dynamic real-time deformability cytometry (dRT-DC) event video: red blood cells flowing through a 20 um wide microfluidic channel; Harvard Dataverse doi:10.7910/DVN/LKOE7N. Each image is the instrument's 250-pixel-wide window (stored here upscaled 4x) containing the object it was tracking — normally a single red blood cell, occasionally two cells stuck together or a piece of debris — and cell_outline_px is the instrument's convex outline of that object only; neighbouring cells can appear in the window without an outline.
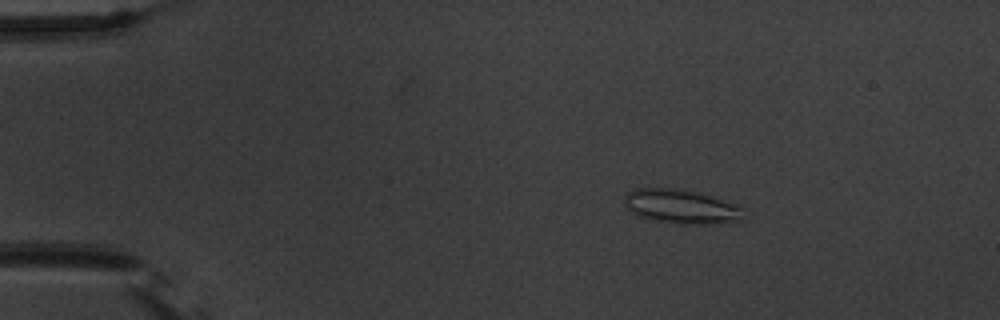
{"species": "common noctule bat (a hibernating species)", "species_latin": "Nyctalus noctula", "temperature_condition": "warm", "stored_images_in_passage": 55, "camera_frame_rate_fps": 3000, "um_per_image_px": 0.085, "animal": {"sex": "male", "body_mass_g": 20.1, "forearm_length_mm": 53.5}, "frame": {"image": 1, "passage_image": 9, "time_ms": 2.667, "image_size_px": [1000, 320], "cell_outline_px": [[744, 208], [740, 220], [712, 224], [676, 224], [652, 220], [640, 216], [632, 212], [628, 208], [624, 200], [624, 196], [628, 192], [636, 188], [676, 188], [700, 192], [736, 204]], "centroid_in_image_um": [57.9, 17.55], "position_along_channel_um": 27.1, "area_um2": 23.81}}
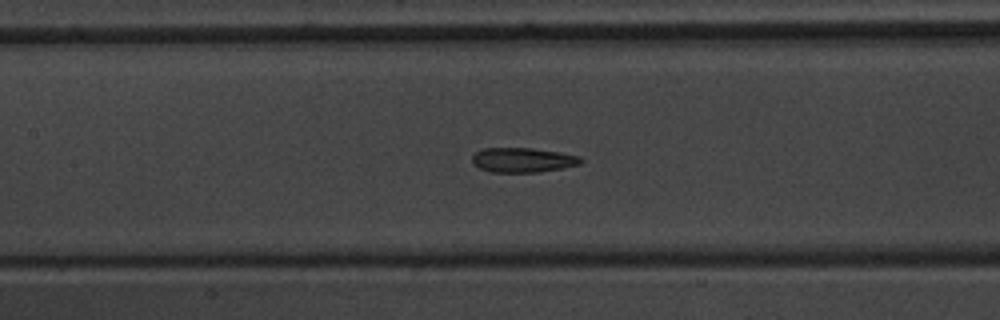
{"frame": {"image": 2, "passage_image": 26, "time_ms": 8.333, "image_size_px": [1000, 320], "cell_outline_px": [[584, 160], [580, 164], [540, 172], [492, 172], [480, 168], [472, 160], [472, 156], [476, 152], [484, 148], [532, 148], [560, 152], [580, 156]], "centroid_in_image_um": [44.47, 13.59], "position_along_channel_um": 162.9, "area_um2": 15.49}}
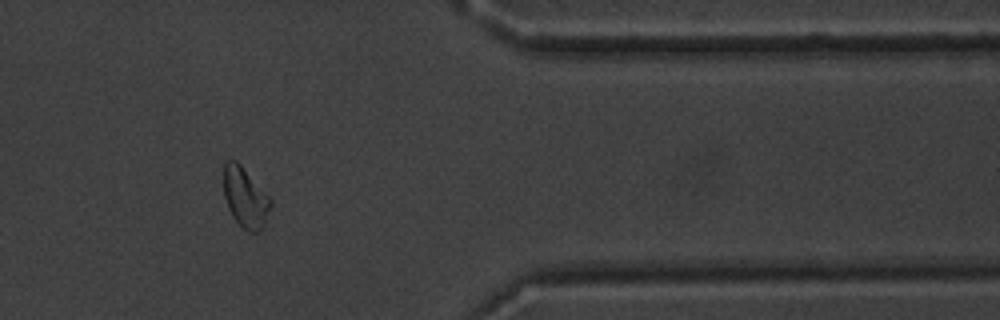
{"frame": {"image": 3, "passage_image": 46, "time_ms": 15.0, "image_size_px": [1000, 320], "cell_outline_px": [[272, 204], [264, 224], [256, 232], [248, 232], [232, 216], [228, 208], [224, 196], [224, 164], [228, 160], [236, 160], [240, 164], [272, 200]], "centroid_in_image_um": [20.84, 16.78], "position_along_channel_um": 390.6, "area_um2": 16.13}, "authors_computed_cell_mechanics": {"area_um2": 16.5886, "velocity_mm_per_s": 3.6836, "shape_relaxation_time_tau1_ms": null, "shape_relaxation_time_tau2_ms": 3.2364, "deformation_change_tau1": null, "deformation_change_tau2": 0.1032}}